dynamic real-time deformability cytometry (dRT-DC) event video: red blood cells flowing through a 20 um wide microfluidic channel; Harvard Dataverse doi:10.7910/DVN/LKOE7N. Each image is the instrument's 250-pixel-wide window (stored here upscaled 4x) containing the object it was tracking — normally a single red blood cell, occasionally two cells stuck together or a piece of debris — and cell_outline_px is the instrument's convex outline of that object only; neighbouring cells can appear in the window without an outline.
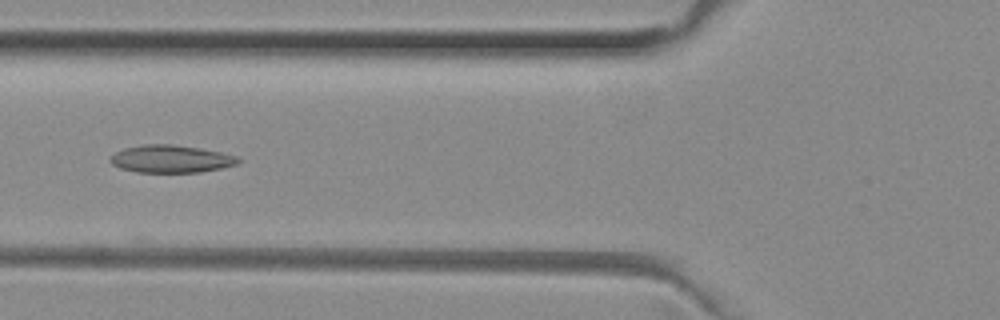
{"species": "common noctule bat (a hibernating species)", "species_latin": "Nyctalus noctula", "temperature_condition": "room temperature", "stored_images_in_passage": 39, "camera_frame_rate_fps": 3000, "um_per_image_px": 0.085, "animal": {"sex": "female", "body_mass_g": 29.2, "forearm_length_mm": 56.3}, "frame": {"image": 1, "passage_image": 6, "time_ms": 1.667, "image_size_px": [1000, 320], "cell_outline_px": [[240, 164], [200, 172], [136, 172], [120, 168], [112, 164], [108, 160], [116, 152], [124, 148], [144, 144], [172, 144], [200, 148], [220, 152], [236, 156], [240, 160]], "centroid_in_image_um": [14.52, 13.51], "position_along_channel_um": 111.3, "area_um2": 20.52}}
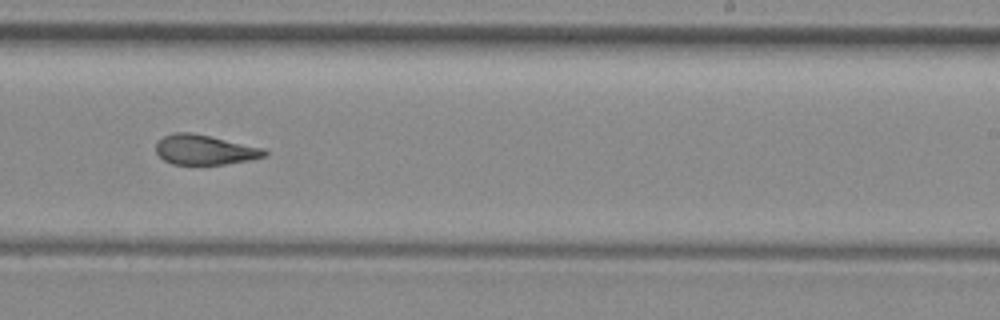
{"frame": {"image": 2, "passage_image": 18, "time_ms": 5.667, "image_size_px": [1000, 320], "cell_outline_px": [[268, 156], [248, 160], [224, 164], [172, 164], [164, 160], [156, 152], [156, 144], [164, 136], [172, 132], [192, 132], [264, 148], [268, 152]], "centroid_in_image_um": [17.41, 12.72], "position_along_channel_um": 271.6, "area_um2": 18.84}}
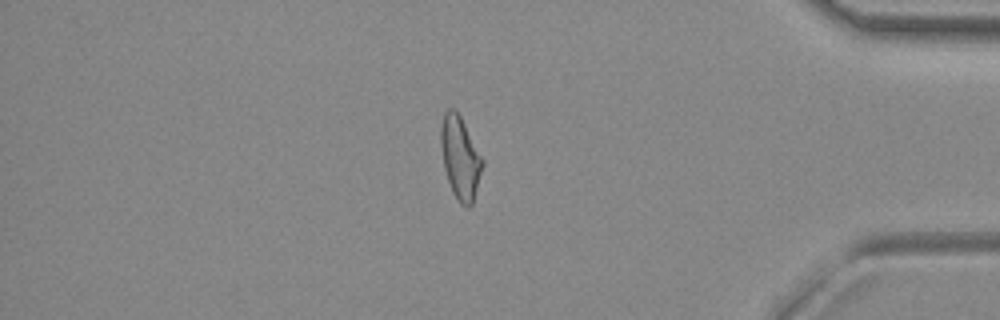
{"frame": {"image": 3, "passage_image": 30, "time_ms": 9.667, "image_size_px": [1000, 320], "cell_outline_px": [[484, 164], [472, 204], [468, 208], [460, 204], [452, 192], [444, 168], [440, 144], [440, 128], [444, 112], [448, 108], [452, 108], [460, 116], [484, 160]], "centroid_in_image_um": [39.11, 13.42], "position_along_channel_um": 396.1, "area_um2": 20.0}, "authors_computed_cell_mechanics": {"area_um2": 19.8832, "velocity_mm_per_s": 4.0176, "shape_relaxation_time_tau1_ms": null, "shape_relaxation_time_tau2_ms": 2.9553, "deformation_change_tau1": null, "deformation_change_tau2": 0.1245}}